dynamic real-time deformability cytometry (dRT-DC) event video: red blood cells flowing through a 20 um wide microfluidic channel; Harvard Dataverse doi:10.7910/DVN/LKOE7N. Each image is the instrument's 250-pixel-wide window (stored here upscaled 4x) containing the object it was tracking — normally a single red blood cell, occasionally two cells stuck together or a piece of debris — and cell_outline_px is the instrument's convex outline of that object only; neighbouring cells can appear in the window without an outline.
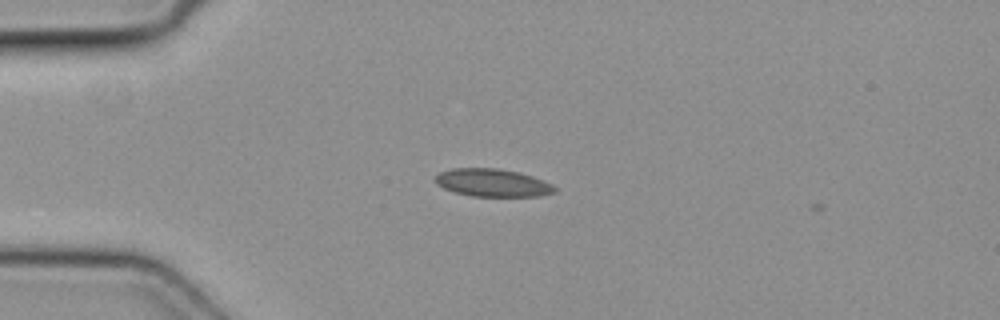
{"species": "common noctule bat (a hibernating species)", "species_latin": "Nyctalus noctula", "temperature_condition": "cold", "stored_images_in_passage": 2, "camera_frame_rate_fps": 3000, "um_per_image_px": 0.085, "animal": {"sex": "female", "body_mass_g": 19.3, "forearm_length_mm": 54.1}, "frame": {"image": 1, "passage_image": 1, "time_ms": 0.0, "image_size_px": [1000, 320], "cell_outline_px": [[556, 192], [540, 196], [472, 196], [456, 192], [444, 188], [436, 184], [432, 180], [440, 172], [452, 168], [496, 168], [516, 172], [532, 176], [552, 184], [556, 188]], "centroid_in_image_um": [41.84, 15.53], "position_along_channel_um": 43.2, "area_um2": 19.25}}